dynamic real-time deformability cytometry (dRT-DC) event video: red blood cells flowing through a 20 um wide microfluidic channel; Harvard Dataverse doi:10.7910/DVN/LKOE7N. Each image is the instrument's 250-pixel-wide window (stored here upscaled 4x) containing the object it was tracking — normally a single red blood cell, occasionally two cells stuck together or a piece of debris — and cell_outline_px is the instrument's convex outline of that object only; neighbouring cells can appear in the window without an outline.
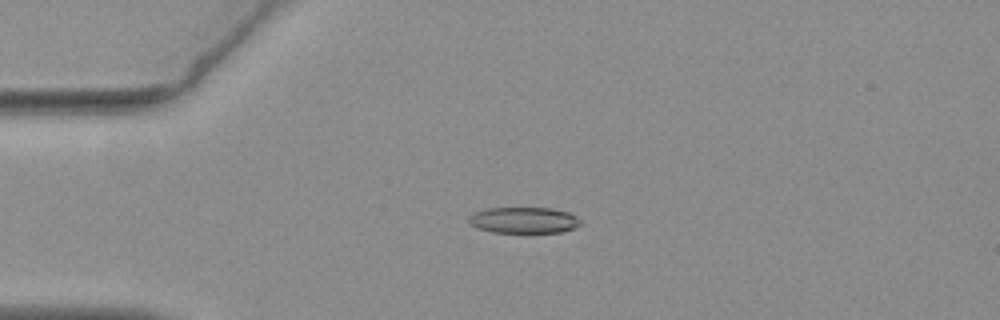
{"species": "common noctule bat (a hibernating species)", "species_latin": "Nyctalus noctula", "temperature_condition": "warm", "stored_images_in_passage": 55, "camera_frame_rate_fps": 3000, "um_per_image_px": 0.085, "animal": {"sex": "female", "body_mass_g": 19.3, "forearm_length_mm": 54.1}, "frame": {"image": 1, "passage_image": 13, "time_ms": 4.0, "image_size_px": [1000, 320], "cell_outline_px": [[580, 224], [576, 228], [560, 232], [492, 232], [480, 228], [472, 224], [468, 220], [468, 216], [472, 212], [488, 208], [552, 208], [568, 212], [576, 216], [580, 220]], "centroid_in_image_um": [44.53, 18.7], "position_along_channel_um": 40.5, "area_um2": 16.94}}
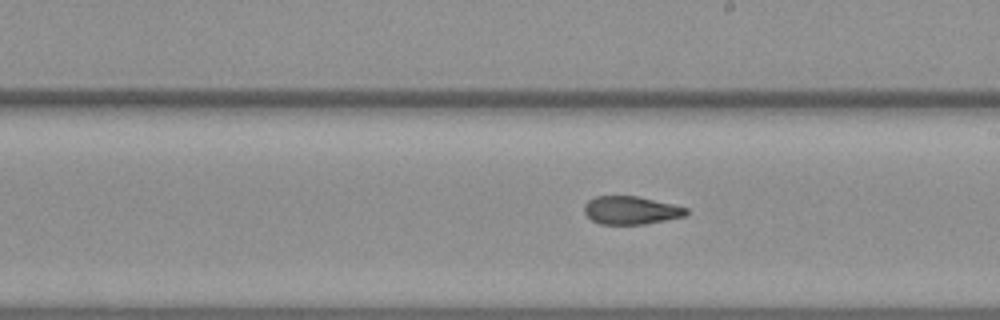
{"frame": {"image": 2, "passage_image": 31, "time_ms": 10.0, "image_size_px": [1000, 320], "cell_outline_px": [[688, 212], [684, 216], [644, 224], [600, 224], [592, 220], [584, 212], [584, 204], [588, 200], [596, 196], [636, 196], [672, 204], [688, 208]], "centroid_in_image_um": [53.6, 17.87], "position_along_channel_um": 235.4, "area_um2": 16.53}}
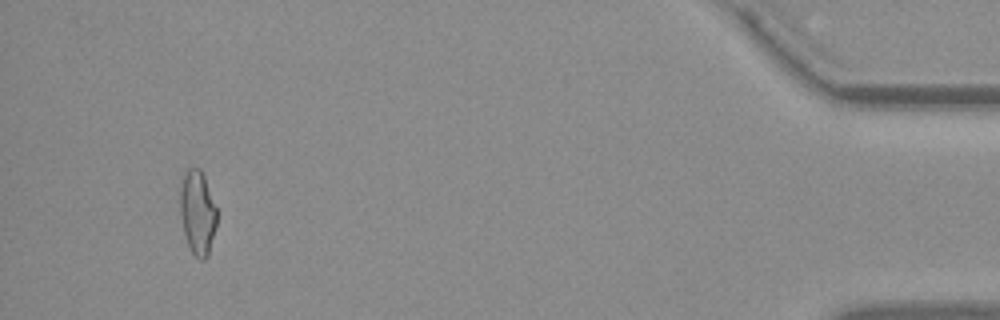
{"frame": {"image": 3, "passage_image": 52, "time_ms": 17.0, "image_size_px": [1000, 320], "cell_outline_px": [[216, 228], [208, 256], [204, 260], [200, 260], [192, 252], [188, 244], [184, 232], [180, 216], [180, 188], [184, 176], [188, 168], [200, 168], [204, 176], [216, 208]], "centroid_in_image_um": [16.79, 18.09], "position_along_channel_um": 418.4, "area_um2": 17.86}, "authors_computed_cell_mechanics": {"area_um2": 17.8024, "velocity_mm_per_s": 3.7144, "shape_relaxation_time_tau1_ms": null, "shape_relaxation_time_tau2_ms": 2.0551, "deformation_change_tau1": null, "deformation_change_tau2": 0.1004}}